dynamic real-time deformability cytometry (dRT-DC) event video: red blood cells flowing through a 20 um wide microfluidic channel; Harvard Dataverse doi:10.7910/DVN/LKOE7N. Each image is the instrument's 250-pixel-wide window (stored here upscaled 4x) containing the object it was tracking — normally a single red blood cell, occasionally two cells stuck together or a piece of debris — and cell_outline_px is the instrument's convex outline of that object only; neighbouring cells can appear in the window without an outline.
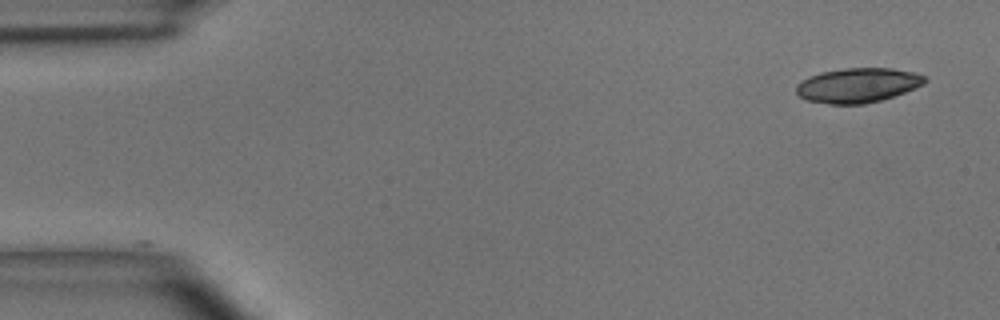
{"species": "common noctule bat (a hibernating species)", "species_latin": "Nyctalus noctula", "temperature_condition": "room temperature", "stored_images_in_passage": 2, "camera_frame_rate_fps": 3000, "um_per_image_px": 0.085, "animal": {"sex": "male", "body_mass_g": 15.6}, "frame": {"image": 1, "passage_image": 1, "time_ms": 0.0, "image_size_px": [1000, 320], "cell_outline_px": [[928, 80], [924, 84], [916, 88], [880, 100], [864, 104], [832, 104], [804, 100], [796, 92], [796, 84], [800, 80], [808, 76], [820, 72], [844, 68], [892, 68], [916, 72], [928, 76]], "centroid_in_image_um": [72.92, 7.23], "position_along_channel_um": 12.1, "area_um2": 26.24}}